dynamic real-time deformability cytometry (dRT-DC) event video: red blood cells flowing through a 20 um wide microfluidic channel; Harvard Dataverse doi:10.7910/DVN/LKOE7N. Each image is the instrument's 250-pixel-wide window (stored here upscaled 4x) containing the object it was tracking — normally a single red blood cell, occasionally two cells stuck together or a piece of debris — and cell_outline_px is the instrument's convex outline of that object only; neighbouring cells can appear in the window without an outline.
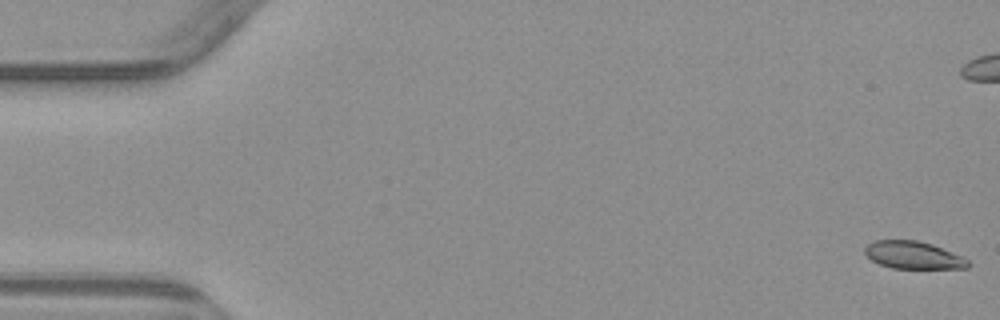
{"species": "common noctule bat (a hibernating species)", "species_latin": "Nyctalus noctula", "temperature_condition": "warm", "stored_images_in_passage": 6, "camera_frame_rate_fps": 3000, "um_per_image_px": 0.085, "animal": {"sex": "male", "body_mass_g": 23.1, "forearm_length_mm": 52.7}, "frame": {"image": 1, "passage_image": 1, "time_ms": 0.0, "image_size_px": [1000, 320], "cell_outline_px": [[972, 264], [968, 268], [892, 268], [880, 264], [872, 260], [864, 252], [864, 248], [868, 244], [876, 240], [916, 240], [932, 244], [964, 256]], "centroid_in_image_um": [77.67, 21.68], "position_along_channel_um": 7.3, "area_um2": 16.59}}
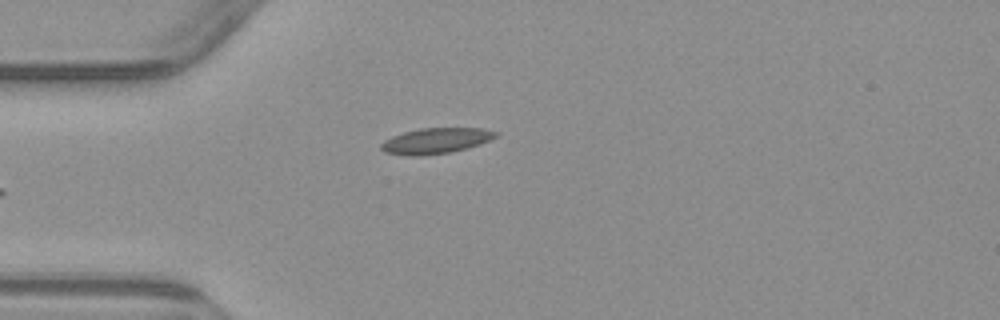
{"frame": {"image": 2, "passage_image": 6, "time_ms": 6.0, "image_size_px": [1000, 320], "cell_outline_px": [[500, 136], [480, 144], [468, 148], [452, 152], [420, 156], [408, 156], [384, 152], [380, 148], [380, 144], [384, 140], [392, 136], [404, 132], [420, 128], [484, 128], [500, 132]], "centroid_in_image_um": [37.08, 11.97], "position_along_channel_um": 47.9, "area_um2": 17.46}}